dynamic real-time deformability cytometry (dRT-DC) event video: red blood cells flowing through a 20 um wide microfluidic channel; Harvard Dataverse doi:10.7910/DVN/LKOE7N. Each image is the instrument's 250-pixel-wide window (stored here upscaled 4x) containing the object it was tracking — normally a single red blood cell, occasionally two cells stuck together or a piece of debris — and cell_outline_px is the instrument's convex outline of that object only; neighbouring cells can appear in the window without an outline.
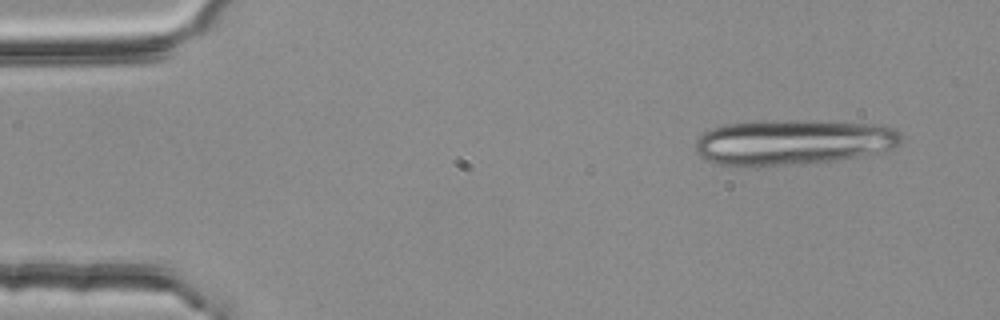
{"species": "common noctule bat (a hibernating species)", "species_latin": "Nyctalus noctula", "temperature_condition": "room temperature", "stored_images_in_passage": 4, "camera_frame_rate_fps": 3000, "um_per_image_px": 0.085, "animal": {"sex": "female", "body_mass_g": 25.1}, "frame": {"image": 1, "passage_image": 1, "time_ms": 0.0, "image_size_px": [1000, 320], "cell_outline_px": [[904, 140], [896, 148], [884, 152], [836, 160], [760, 168], [732, 168], [716, 164], [704, 160], [696, 152], [696, 140], [704, 132], [712, 128], [724, 124], [764, 120], [820, 120], [880, 124], [896, 128], [904, 136]], "centroid_in_image_um": [67.42, 12.1], "position_along_channel_um": 17.6, "area_um2": 56.53}}